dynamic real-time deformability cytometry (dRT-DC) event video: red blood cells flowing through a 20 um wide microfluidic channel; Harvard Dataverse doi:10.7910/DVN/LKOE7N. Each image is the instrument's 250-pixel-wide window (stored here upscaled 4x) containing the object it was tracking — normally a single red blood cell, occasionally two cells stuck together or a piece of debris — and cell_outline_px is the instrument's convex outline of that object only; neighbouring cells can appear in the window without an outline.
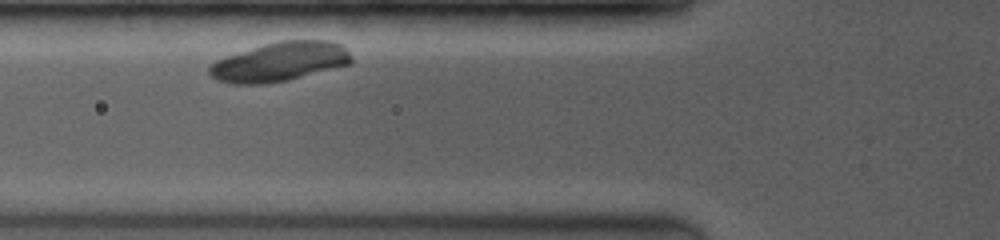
{"species": "common noctule bat (a hibernating species)", "species_latin": "Nyctalus noctula", "temperature_condition": "room temperature", "stored_images_in_passage": 2, "camera_frame_rate_fps": 3500, "um_per_image_px": 0.085, "animal": {"sex": "female", "body_mass_g": 19.0, "forearm_length_mm": 53.3}, "frame": {"image": 1, "passage_image": 2, "time_ms": 0.857, "image_size_px": [1000, 240], "cell_outline_px": [[352, 64], [288, 80], [264, 84], [232, 84], [216, 80], [208, 72], [208, 68], [216, 60], [264, 44], [280, 40], [328, 40], [340, 44], [352, 56]], "centroid_in_image_um": [23.8, 5.26], "position_along_channel_um": 102.0, "area_um2": 32.37}}